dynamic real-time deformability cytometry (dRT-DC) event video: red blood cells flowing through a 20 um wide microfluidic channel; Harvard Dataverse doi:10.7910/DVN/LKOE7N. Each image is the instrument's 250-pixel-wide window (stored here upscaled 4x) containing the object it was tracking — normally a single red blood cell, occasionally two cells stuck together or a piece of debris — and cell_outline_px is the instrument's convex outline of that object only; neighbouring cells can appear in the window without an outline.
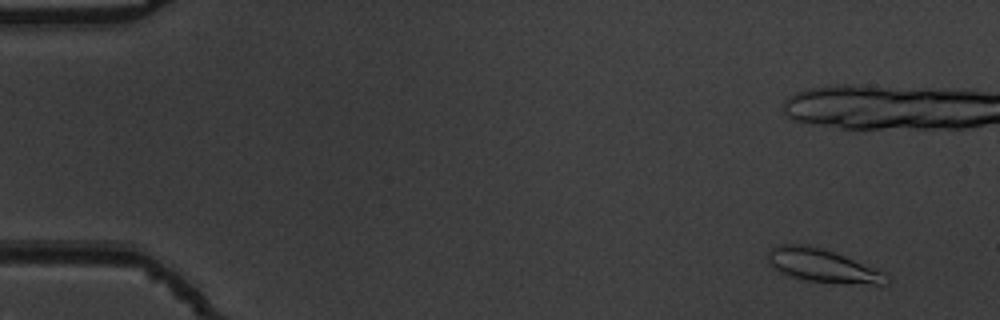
{"species": "common noctule bat (a hibernating species)", "species_latin": "Nyctalus noctula", "temperature_condition": "warm", "stored_images_in_passage": 20, "camera_frame_rate_fps": 3000, "um_per_image_px": 0.085, "animal": {"sex": "male", "body_mass_g": 19.5, "forearm_length_mm": 54.6}, "frame": {"image": 1, "passage_image": 4, "time_ms": 1.0, "image_size_px": [1000, 320], "cell_outline_px": [[888, 276], [884, 284], [880, 288], [804, 280], [784, 272], [776, 268], [768, 260], [768, 252], [772, 248], [780, 244], [800, 244], [820, 248], [832, 252], [876, 268], [884, 272]], "centroid_in_image_um": [70.05, 22.63], "position_along_channel_um": 14.9, "area_um2": 22.95}}